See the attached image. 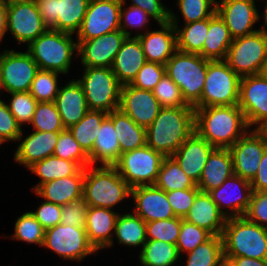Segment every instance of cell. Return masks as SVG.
Segmentation results:
<instances>
[{
	"label": "cell",
	"mask_w": 267,
	"mask_h": 266,
	"mask_svg": "<svg viewBox=\"0 0 267 266\" xmlns=\"http://www.w3.org/2000/svg\"><path fill=\"white\" fill-rule=\"evenodd\" d=\"M195 109V132L215 148H230L249 129L238 105Z\"/></svg>",
	"instance_id": "6da1fadb"
},
{
	"label": "cell",
	"mask_w": 267,
	"mask_h": 266,
	"mask_svg": "<svg viewBox=\"0 0 267 266\" xmlns=\"http://www.w3.org/2000/svg\"><path fill=\"white\" fill-rule=\"evenodd\" d=\"M194 107H162L146 128V144L164 156H172L195 131Z\"/></svg>",
	"instance_id": "7a4b0ae2"
},
{
	"label": "cell",
	"mask_w": 267,
	"mask_h": 266,
	"mask_svg": "<svg viewBox=\"0 0 267 266\" xmlns=\"http://www.w3.org/2000/svg\"><path fill=\"white\" fill-rule=\"evenodd\" d=\"M221 237L224 257L267 259V228L245 216L227 218Z\"/></svg>",
	"instance_id": "3957f363"
},
{
	"label": "cell",
	"mask_w": 267,
	"mask_h": 266,
	"mask_svg": "<svg viewBox=\"0 0 267 266\" xmlns=\"http://www.w3.org/2000/svg\"><path fill=\"white\" fill-rule=\"evenodd\" d=\"M131 196V187L114 166L85 168L83 199L92 207L112 209Z\"/></svg>",
	"instance_id": "277c9868"
},
{
	"label": "cell",
	"mask_w": 267,
	"mask_h": 266,
	"mask_svg": "<svg viewBox=\"0 0 267 266\" xmlns=\"http://www.w3.org/2000/svg\"><path fill=\"white\" fill-rule=\"evenodd\" d=\"M73 34L47 29L27 47V52L41 70L55 71L67 74L78 44L72 38Z\"/></svg>",
	"instance_id": "5b68a950"
},
{
	"label": "cell",
	"mask_w": 267,
	"mask_h": 266,
	"mask_svg": "<svg viewBox=\"0 0 267 266\" xmlns=\"http://www.w3.org/2000/svg\"><path fill=\"white\" fill-rule=\"evenodd\" d=\"M209 61L199 54L177 50L165 64V73L177 84L185 102L192 107L201 99Z\"/></svg>",
	"instance_id": "8992f818"
},
{
	"label": "cell",
	"mask_w": 267,
	"mask_h": 266,
	"mask_svg": "<svg viewBox=\"0 0 267 266\" xmlns=\"http://www.w3.org/2000/svg\"><path fill=\"white\" fill-rule=\"evenodd\" d=\"M80 83L89 110L111 113L119 108L121 84L111 68L84 67Z\"/></svg>",
	"instance_id": "52a82bcc"
},
{
	"label": "cell",
	"mask_w": 267,
	"mask_h": 266,
	"mask_svg": "<svg viewBox=\"0 0 267 266\" xmlns=\"http://www.w3.org/2000/svg\"><path fill=\"white\" fill-rule=\"evenodd\" d=\"M240 77L224 60L208 62L200 101L194 108L238 105Z\"/></svg>",
	"instance_id": "ba28073f"
},
{
	"label": "cell",
	"mask_w": 267,
	"mask_h": 266,
	"mask_svg": "<svg viewBox=\"0 0 267 266\" xmlns=\"http://www.w3.org/2000/svg\"><path fill=\"white\" fill-rule=\"evenodd\" d=\"M164 157L146 144L122 153L114 167L131 188L154 185Z\"/></svg>",
	"instance_id": "9c48e42d"
},
{
	"label": "cell",
	"mask_w": 267,
	"mask_h": 266,
	"mask_svg": "<svg viewBox=\"0 0 267 266\" xmlns=\"http://www.w3.org/2000/svg\"><path fill=\"white\" fill-rule=\"evenodd\" d=\"M266 60L267 35L258 30L233 39L224 61L241 78L258 74Z\"/></svg>",
	"instance_id": "30bf717a"
},
{
	"label": "cell",
	"mask_w": 267,
	"mask_h": 266,
	"mask_svg": "<svg viewBox=\"0 0 267 266\" xmlns=\"http://www.w3.org/2000/svg\"><path fill=\"white\" fill-rule=\"evenodd\" d=\"M43 247L65 260L82 261L97 250L89 242L85 227H75L59 223L45 230Z\"/></svg>",
	"instance_id": "8fae6325"
},
{
	"label": "cell",
	"mask_w": 267,
	"mask_h": 266,
	"mask_svg": "<svg viewBox=\"0 0 267 266\" xmlns=\"http://www.w3.org/2000/svg\"><path fill=\"white\" fill-rule=\"evenodd\" d=\"M48 29L78 33L90 0H35Z\"/></svg>",
	"instance_id": "7c38bea8"
},
{
	"label": "cell",
	"mask_w": 267,
	"mask_h": 266,
	"mask_svg": "<svg viewBox=\"0 0 267 266\" xmlns=\"http://www.w3.org/2000/svg\"><path fill=\"white\" fill-rule=\"evenodd\" d=\"M39 70L37 63L26 52L13 49L0 53V87L8 94L29 92L31 83Z\"/></svg>",
	"instance_id": "4fadbf2b"
},
{
	"label": "cell",
	"mask_w": 267,
	"mask_h": 266,
	"mask_svg": "<svg viewBox=\"0 0 267 266\" xmlns=\"http://www.w3.org/2000/svg\"><path fill=\"white\" fill-rule=\"evenodd\" d=\"M266 146L267 132L264 129L248 130L229 148L234 174L251 182L260 166Z\"/></svg>",
	"instance_id": "5bb4252c"
},
{
	"label": "cell",
	"mask_w": 267,
	"mask_h": 266,
	"mask_svg": "<svg viewBox=\"0 0 267 266\" xmlns=\"http://www.w3.org/2000/svg\"><path fill=\"white\" fill-rule=\"evenodd\" d=\"M7 31L19 44L27 46L48 28L44 25L35 0H22L7 5Z\"/></svg>",
	"instance_id": "9a60e30c"
},
{
	"label": "cell",
	"mask_w": 267,
	"mask_h": 266,
	"mask_svg": "<svg viewBox=\"0 0 267 266\" xmlns=\"http://www.w3.org/2000/svg\"><path fill=\"white\" fill-rule=\"evenodd\" d=\"M121 4L120 0H90L76 40L87 41L120 30Z\"/></svg>",
	"instance_id": "2e32d148"
},
{
	"label": "cell",
	"mask_w": 267,
	"mask_h": 266,
	"mask_svg": "<svg viewBox=\"0 0 267 266\" xmlns=\"http://www.w3.org/2000/svg\"><path fill=\"white\" fill-rule=\"evenodd\" d=\"M239 108L249 128L267 127V81L259 74L244 76L239 83Z\"/></svg>",
	"instance_id": "e0dca14e"
},
{
	"label": "cell",
	"mask_w": 267,
	"mask_h": 266,
	"mask_svg": "<svg viewBox=\"0 0 267 266\" xmlns=\"http://www.w3.org/2000/svg\"><path fill=\"white\" fill-rule=\"evenodd\" d=\"M216 13L226 23L233 39L250 35L259 29L253 25L260 20L255 0L216 1Z\"/></svg>",
	"instance_id": "ac0fdd59"
},
{
	"label": "cell",
	"mask_w": 267,
	"mask_h": 266,
	"mask_svg": "<svg viewBox=\"0 0 267 266\" xmlns=\"http://www.w3.org/2000/svg\"><path fill=\"white\" fill-rule=\"evenodd\" d=\"M251 193L250 182L235 174L221 186L208 192L226 218L244 216L249 208Z\"/></svg>",
	"instance_id": "d6986e66"
},
{
	"label": "cell",
	"mask_w": 267,
	"mask_h": 266,
	"mask_svg": "<svg viewBox=\"0 0 267 266\" xmlns=\"http://www.w3.org/2000/svg\"><path fill=\"white\" fill-rule=\"evenodd\" d=\"M161 108L151 90L139 89L131 84L121 86L118 109L127 114L138 126L148 128Z\"/></svg>",
	"instance_id": "ffe728a7"
},
{
	"label": "cell",
	"mask_w": 267,
	"mask_h": 266,
	"mask_svg": "<svg viewBox=\"0 0 267 266\" xmlns=\"http://www.w3.org/2000/svg\"><path fill=\"white\" fill-rule=\"evenodd\" d=\"M125 39L126 35L121 30H116L98 38L76 41L78 44L76 55L80 56L84 67L111 68Z\"/></svg>",
	"instance_id": "44dd1931"
},
{
	"label": "cell",
	"mask_w": 267,
	"mask_h": 266,
	"mask_svg": "<svg viewBox=\"0 0 267 266\" xmlns=\"http://www.w3.org/2000/svg\"><path fill=\"white\" fill-rule=\"evenodd\" d=\"M131 196L134 199V214L145 222L166 220L176 217L166 192L155 185L136 186L131 188Z\"/></svg>",
	"instance_id": "7402d4cb"
},
{
	"label": "cell",
	"mask_w": 267,
	"mask_h": 266,
	"mask_svg": "<svg viewBox=\"0 0 267 266\" xmlns=\"http://www.w3.org/2000/svg\"><path fill=\"white\" fill-rule=\"evenodd\" d=\"M160 30L137 33L147 62L165 65L177 51L176 30L172 23L159 24Z\"/></svg>",
	"instance_id": "603a6c76"
},
{
	"label": "cell",
	"mask_w": 267,
	"mask_h": 266,
	"mask_svg": "<svg viewBox=\"0 0 267 266\" xmlns=\"http://www.w3.org/2000/svg\"><path fill=\"white\" fill-rule=\"evenodd\" d=\"M215 149L195 131L172 155L184 173L198 184L209 155Z\"/></svg>",
	"instance_id": "cb8c5ba5"
},
{
	"label": "cell",
	"mask_w": 267,
	"mask_h": 266,
	"mask_svg": "<svg viewBox=\"0 0 267 266\" xmlns=\"http://www.w3.org/2000/svg\"><path fill=\"white\" fill-rule=\"evenodd\" d=\"M85 168L76 174L46 182L40 185L34 193L47 202L65 205L83 198Z\"/></svg>",
	"instance_id": "d4e9b609"
},
{
	"label": "cell",
	"mask_w": 267,
	"mask_h": 266,
	"mask_svg": "<svg viewBox=\"0 0 267 266\" xmlns=\"http://www.w3.org/2000/svg\"><path fill=\"white\" fill-rule=\"evenodd\" d=\"M119 213L112 209L89 206L86 216L85 230L89 242L98 251L112 247L114 244L116 219Z\"/></svg>",
	"instance_id": "484cf974"
},
{
	"label": "cell",
	"mask_w": 267,
	"mask_h": 266,
	"mask_svg": "<svg viewBox=\"0 0 267 266\" xmlns=\"http://www.w3.org/2000/svg\"><path fill=\"white\" fill-rule=\"evenodd\" d=\"M54 103L65 129L78 123L89 111L84 91L76 80H71L59 88Z\"/></svg>",
	"instance_id": "4316f807"
},
{
	"label": "cell",
	"mask_w": 267,
	"mask_h": 266,
	"mask_svg": "<svg viewBox=\"0 0 267 266\" xmlns=\"http://www.w3.org/2000/svg\"><path fill=\"white\" fill-rule=\"evenodd\" d=\"M59 133L34 130L17 146L14 161L28 168L33 163L53 155Z\"/></svg>",
	"instance_id": "83f0119b"
},
{
	"label": "cell",
	"mask_w": 267,
	"mask_h": 266,
	"mask_svg": "<svg viewBox=\"0 0 267 266\" xmlns=\"http://www.w3.org/2000/svg\"><path fill=\"white\" fill-rule=\"evenodd\" d=\"M146 63L137 37H126L112 64V71L121 85L131 84L141 67Z\"/></svg>",
	"instance_id": "f1b7e54d"
},
{
	"label": "cell",
	"mask_w": 267,
	"mask_h": 266,
	"mask_svg": "<svg viewBox=\"0 0 267 266\" xmlns=\"http://www.w3.org/2000/svg\"><path fill=\"white\" fill-rule=\"evenodd\" d=\"M226 217L219 211L218 206L206 192L196 195L184 220L209 231L213 236H221Z\"/></svg>",
	"instance_id": "f546056e"
},
{
	"label": "cell",
	"mask_w": 267,
	"mask_h": 266,
	"mask_svg": "<svg viewBox=\"0 0 267 266\" xmlns=\"http://www.w3.org/2000/svg\"><path fill=\"white\" fill-rule=\"evenodd\" d=\"M233 174V158L229 148H215L208 157L197 187L201 192L208 193Z\"/></svg>",
	"instance_id": "4dcf8cb0"
},
{
	"label": "cell",
	"mask_w": 267,
	"mask_h": 266,
	"mask_svg": "<svg viewBox=\"0 0 267 266\" xmlns=\"http://www.w3.org/2000/svg\"><path fill=\"white\" fill-rule=\"evenodd\" d=\"M90 165L114 166L120 158V144L113 125V111L101 123L93 149L88 154Z\"/></svg>",
	"instance_id": "1f68e13d"
},
{
	"label": "cell",
	"mask_w": 267,
	"mask_h": 266,
	"mask_svg": "<svg viewBox=\"0 0 267 266\" xmlns=\"http://www.w3.org/2000/svg\"><path fill=\"white\" fill-rule=\"evenodd\" d=\"M232 41L233 38L226 23L215 12L209 18V29L199 55L210 61L225 60Z\"/></svg>",
	"instance_id": "d6a6232c"
},
{
	"label": "cell",
	"mask_w": 267,
	"mask_h": 266,
	"mask_svg": "<svg viewBox=\"0 0 267 266\" xmlns=\"http://www.w3.org/2000/svg\"><path fill=\"white\" fill-rule=\"evenodd\" d=\"M178 16L170 10V22L176 30L177 50L185 53L200 54L209 29V18L184 24L178 27Z\"/></svg>",
	"instance_id": "836d02e7"
},
{
	"label": "cell",
	"mask_w": 267,
	"mask_h": 266,
	"mask_svg": "<svg viewBox=\"0 0 267 266\" xmlns=\"http://www.w3.org/2000/svg\"><path fill=\"white\" fill-rule=\"evenodd\" d=\"M113 125L120 144V155L146 145V129L138 126L120 109L113 110Z\"/></svg>",
	"instance_id": "e575fe53"
},
{
	"label": "cell",
	"mask_w": 267,
	"mask_h": 266,
	"mask_svg": "<svg viewBox=\"0 0 267 266\" xmlns=\"http://www.w3.org/2000/svg\"><path fill=\"white\" fill-rule=\"evenodd\" d=\"M28 169L41 179L37 185L32 188V190L35 191L40 185L46 182L76 174L81 167L76 162L51 155L41 161L33 163Z\"/></svg>",
	"instance_id": "d590c367"
},
{
	"label": "cell",
	"mask_w": 267,
	"mask_h": 266,
	"mask_svg": "<svg viewBox=\"0 0 267 266\" xmlns=\"http://www.w3.org/2000/svg\"><path fill=\"white\" fill-rule=\"evenodd\" d=\"M120 244L132 246H144L146 238V222L134 213H119L115 233Z\"/></svg>",
	"instance_id": "8d00e7d4"
},
{
	"label": "cell",
	"mask_w": 267,
	"mask_h": 266,
	"mask_svg": "<svg viewBox=\"0 0 267 266\" xmlns=\"http://www.w3.org/2000/svg\"><path fill=\"white\" fill-rule=\"evenodd\" d=\"M154 185L165 192L198 188L172 156L164 157Z\"/></svg>",
	"instance_id": "74e56055"
},
{
	"label": "cell",
	"mask_w": 267,
	"mask_h": 266,
	"mask_svg": "<svg viewBox=\"0 0 267 266\" xmlns=\"http://www.w3.org/2000/svg\"><path fill=\"white\" fill-rule=\"evenodd\" d=\"M107 115L104 111L89 110L78 123L69 128L87 155L92 151L101 123Z\"/></svg>",
	"instance_id": "f35d334b"
},
{
	"label": "cell",
	"mask_w": 267,
	"mask_h": 266,
	"mask_svg": "<svg viewBox=\"0 0 267 266\" xmlns=\"http://www.w3.org/2000/svg\"><path fill=\"white\" fill-rule=\"evenodd\" d=\"M179 259L175 244L158 240H147L139 255L142 266H173Z\"/></svg>",
	"instance_id": "ab89813d"
},
{
	"label": "cell",
	"mask_w": 267,
	"mask_h": 266,
	"mask_svg": "<svg viewBox=\"0 0 267 266\" xmlns=\"http://www.w3.org/2000/svg\"><path fill=\"white\" fill-rule=\"evenodd\" d=\"M186 254L188 257L185 266H225L221 236H212Z\"/></svg>",
	"instance_id": "60d3db41"
},
{
	"label": "cell",
	"mask_w": 267,
	"mask_h": 266,
	"mask_svg": "<svg viewBox=\"0 0 267 266\" xmlns=\"http://www.w3.org/2000/svg\"><path fill=\"white\" fill-rule=\"evenodd\" d=\"M58 74L55 71L39 69L35 78L31 83L29 92L38 102H54L57 97L58 87Z\"/></svg>",
	"instance_id": "b9f144b4"
},
{
	"label": "cell",
	"mask_w": 267,
	"mask_h": 266,
	"mask_svg": "<svg viewBox=\"0 0 267 266\" xmlns=\"http://www.w3.org/2000/svg\"><path fill=\"white\" fill-rule=\"evenodd\" d=\"M53 155L61 159L76 162L81 168L90 166L88 155L74 139L69 129H64L59 133Z\"/></svg>",
	"instance_id": "7bdbcfd3"
},
{
	"label": "cell",
	"mask_w": 267,
	"mask_h": 266,
	"mask_svg": "<svg viewBox=\"0 0 267 266\" xmlns=\"http://www.w3.org/2000/svg\"><path fill=\"white\" fill-rule=\"evenodd\" d=\"M30 124L36 131L61 132L65 129L54 102H38Z\"/></svg>",
	"instance_id": "ee69618b"
},
{
	"label": "cell",
	"mask_w": 267,
	"mask_h": 266,
	"mask_svg": "<svg viewBox=\"0 0 267 266\" xmlns=\"http://www.w3.org/2000/svg\"><path fill=\"white\" fill-rule=\"evenodd\" d=\"M14 234L11 239L38 244L43 246L45 229L35 219L31 212H25L15 222Z\"/></svg>",
	"instance_id": "f6af8a7d"
},
{
	"label": "cell",
	"mask_w": 267,
	"mask_h": 266,
	"mask_svg": "<svg viewBox=\"0 0 267 266\" xmlns=\"http://www.w3.org/2000/svg\"><path fill=\"white\" fill-rule=\"evenodd\" d=\"M213 235L204 228L198 227L195 224L189 223L181 218V228L179 237L176 243L179 256L194 250L200 244L208 241Z\"/></svg>",
	"instance_id": "bcb514c9"
},
{
	"label": "cell",
	"mask_w": 267,
	"mask_h": 266,
	"mask_svg": "<svg viewBox=\"0 0 267 266\" xmlns=\"http://www.w3.org/2000/svg\"><path fill=\"white\" fill-rule=\"evenodd\" d=\"M180 228V217L146 222V238L147 240L164 241L176 245Z\"/></svg>",
	"instance_id": "7dc6e473"
},
{
	"label": "cell",
	"mask_w": 267,
	"mask_h": 266,
	"mask_svg": "<svg viewBox=\"0 0 267 266\" xmlns=\"http://www.w3.org/2000/svg\"><path fill=\"white\" fill-rule=\"evenodd\" d=\"M152 92L161 107H192L185 102L180 88L166 73Z\"/></svg>",
	"instance_id": "c3c4849f"
},
{
	"label": "cell",
	"mask_w": 267,
	"mask_h": 266,
	"mask_svg": "<svg viewBox=\"0 0 267 266\" xmlns=\"http://www.w3.org/2000/svg\"><path fill=\"white\" fill-rule=\"evenodd\" d=\"M217 0H177L185 24L210 18L216 12Z\"/></svg>",
	"instance_id": "681fc988"
},
{
	"label": "cell",
	"mask_w": 267,
	"mask_h": 266,
	"mask_svg": "<svg viewBox=\"0 0 267 266\" xmlns=\"http://www.w3.org/2000/svg\"><path fill=\"white\" fill-rule=\"evenodd\" d=\"M10 95L12 99L7 103L9 111L21 127L22 124H30L38 101L30 92H13Z\"/></svg>",
	"instance_id": "f907efd6"
},
{
	"label": "cell",
	"mask_w": 267,
	"mask_h": 266,
	"mask_svg": "<svg viewBox=\"0 0 267 266\" xmlns=\"http://www.w3.org/2000/svg\"><path fill=\"white\" fill-rule=\"evenodd\" d=\"M23 129L9 111L4 101H0V143L22 140Z\"/></svg>",
	"instance_id": "816d5d0a"
},
{
	"label": "cell",
	"mask_w": 267,
	"mask_h": 266,
	"mask_svg": "<svg viewBox=\"0 0 267 266\" xmlns=\"http://www.w3.org/2000/svg\"><path fill=\"white\" fill-rule=\"evenodd\" d=\"M125 8V9H124ZM150 17L146 11L136 6L130 5L128 8L123 7L121 4L120 10V30L126 35V37H132L129 28L142 29L148 26Z\"/></svg>",
	"instance_id": "f5cc1de1"
},
{
	"label": "cell",
	"mask_w": 267,
	"mask_h": 266,
	"mask_svg": "<svg viewBox=\"0 0 267 266\" xmlns=\"http://www.w3.org/2000/svg\"><path fill=\"white\" fill-rule=\"evenodd\" d=\"M164 74L165 65L146 61L131 85L139 89L152 91Z\"/></svg>",
	"instance_id": "db71d44e"
},
{
	"label": "cell",
	"mask_w": 267,
	"mask_h": 266,
	"mask_svg": "<svg viewBox=\"0 0 267 266\" xmlns=\"http://www.w3.org/2000/svg\"><path fill=\"white\" fill-rule=\"evenodd\" d=\"M199 192L200 190L198 188H188L166 192L168 202L170 203L176 217L185 218Z\"/></svg>",
	"instance_id": "11a10c76"
},
{
	"label": "cell",
	"mask_w": 267,
	"mask_h": 266,
	"mask_svg": "<svg viewBox=\"0 0 267 266\" xmlns=\"http://www.w3.org/2000/svg\"><path fill=\"white\" fill-rule=\"evenodd\" d=\"M249 221L267 228V190L252 191L249 208L244 215Z\"/></svg>",
	"instance_id": "9f6ffc18"
},
{
	"label": "cell",
	"mask_w": 267,
	"mask_h": 266,
	"mask_svg": "<svg viewBox=\"0 0 267 266\" xmlns=\"http://www.w3.org/2000/svg\"><path fill=\"white\" fill-rule=\"evenodd\" d=\"M89 205L80 199L62 206L61 224L75 227H85Z\"/></svg>",
	"instance_id": "6f0895ef"
},
{
	"label": "cell",
	"mask_w": 267,
	"mask_h": 266,
	"mask_svg": "<svg viewBox=\"0 0 267 266\" xmlns=\"http://www.w3.org/2000/svg\"><path fill=\"white\" fill-rule=\"evenodd\" d=\"M31 214L46 230L61 222L62 206L44 200Z\"/></svg>",
	"instance_id": "680465c9"
},
{
	"label": "cell",
	"mask_w": 267,
	"mask_h": 266,
	"mask_svg": "<svg viewBox=\"0 0 267 266\" xmlns=\"http://www.w3.org/2000/svg\"><path fill=\"white\" fill-rule=\"evenodd\" d=\"M120 1L123 5L126 4V0ZM131 2V5L146 11L158 24L168 23L170 21V9L166 8L160 0H131Z\"/></svg>",
	"instance_id": "91938a15"
},
{
	"label": "cell",
	"mask_w": 267,
	"mask_h": 266,
	"mask_svg": "<svg viewBox=\"0 0 267 266\" xmlns=\"http://www.w3.org/2000/svg\"><path fill=\"white\" fill-rule=\"evenodd\" d=\"M250 184L252 191L260 192L267 190V146L264 150L257 173Z\"/></svg>",
	"instance_id": "94428289"
},
{
	"label": "cell",
	"mask_w": 267,
	"mask_h": 266,
	"mask_svg": "<svg viewBox=\"0 0 267 266\" xmlns=\"http://www.w3.org/2000/svg\"><path fill=\"white\" fill-rule=\"evenodd\" d=\"M225 266H267V259H253L246 257H224Z\"/></svg>",
	"instance_id": "6125c7cd"
},
{
	"label": "cell",
	"mask_w": 267,
	"mask_h": 266,
	"mask_svg": "<svg viewBox=\"0 0 267 266\" xmlns=\"http://www.w3.org/2000/svg\"><path fill=\"white\" fill-rule=\"evenodd\" d=\"M7 5L8 4L0 1V41L3 40L4 35L7 32Z\"/></svg>",
	"instance_id": "be15d7a7"
},
{
	"label": "cell",
	"mask_w": 267,
	"mask_h": 266,
	"mask_svg": "<svg viewBox=\"0 0 267 266\" xmlns=\"http://www.w3.org/2000/svg\"><path fill=\"white\" fill-rule=\"evenodd\" d=\"M264 8H265V9H264V12H263V16H261V17H263L264 22H263V24L261 25V27H260L259 30L262 31L264 34L267 35V2H266V5H265Z\"/></svg>",
	"instance_id": "e7e4bbea"
},
{
	"label": "cell",
	"mask_w": 267,
	"mask_h": 266,
	"mask_svg": "<svg viewBox=\"0 0 267 266\" xmlns=\"http://www.w3.org/2000/svg\"><path fill=\"white\" fill-rule=\"evenodd\" d=\"M258 74L267 81V60L262 64Z\"/></svg>",
	"instance_id": "03108f58"
},
{
	"label": "cell",
	"mask_w": 267,
	"mask_h": 266,
	"mask_svg": "<svg viewBox=\"0 0 267 266\" xmlns=\"http://www.w3.org/2000/svg\"><path fill=\"white\" fill-rule=\"evenodd\" d=\"M1 2H4L6 4L12 3V2H17V1H22V0H0Z\"/></svg>",
	"instance_id": "003e7915"
}]
</instances>
